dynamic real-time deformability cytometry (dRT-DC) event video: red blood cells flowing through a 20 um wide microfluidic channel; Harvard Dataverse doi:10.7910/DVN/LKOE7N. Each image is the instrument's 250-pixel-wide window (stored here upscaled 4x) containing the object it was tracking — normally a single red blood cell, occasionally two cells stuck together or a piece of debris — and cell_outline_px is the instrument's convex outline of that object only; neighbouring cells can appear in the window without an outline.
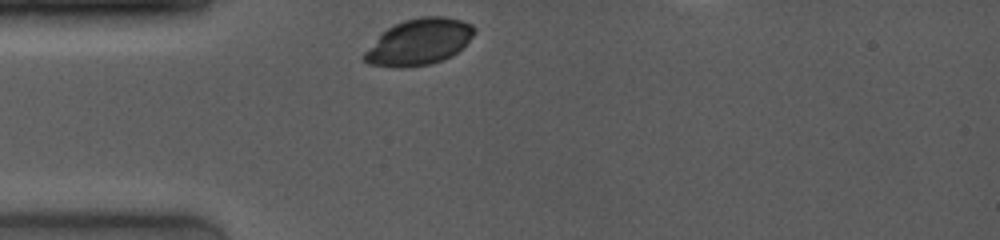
{"species": "common noctule bat (a hibernating species)", "species_latin": "Nyctalus noctula", "temperature_condition": "room temperature", "stored_images_in_passage": 13, "camera_frame_rate_fps": 4000, "um_per_image_px": 0.085, "animal": {"sex": "female", "body_mass_g": 19.0, "forearm_length_mm": 53.3}, "frame": {"image": 1, "passage_image": 1, "time_ms": 0.0, "image_size_px": [1000, 240], "cell_outline_px": [[476, 32], [452, 56], [428, 64], [400, 68], [368, 64], [364, 60], [364, 52], [388, 28], [404, 20], [420, 16], [444, 16], [460, 20], [472, 24], [476, 28]], "centroid_in_image_um": [35.63, 3.55], "position_along_channel_um": 49.4, "area_um2": 29.13}}